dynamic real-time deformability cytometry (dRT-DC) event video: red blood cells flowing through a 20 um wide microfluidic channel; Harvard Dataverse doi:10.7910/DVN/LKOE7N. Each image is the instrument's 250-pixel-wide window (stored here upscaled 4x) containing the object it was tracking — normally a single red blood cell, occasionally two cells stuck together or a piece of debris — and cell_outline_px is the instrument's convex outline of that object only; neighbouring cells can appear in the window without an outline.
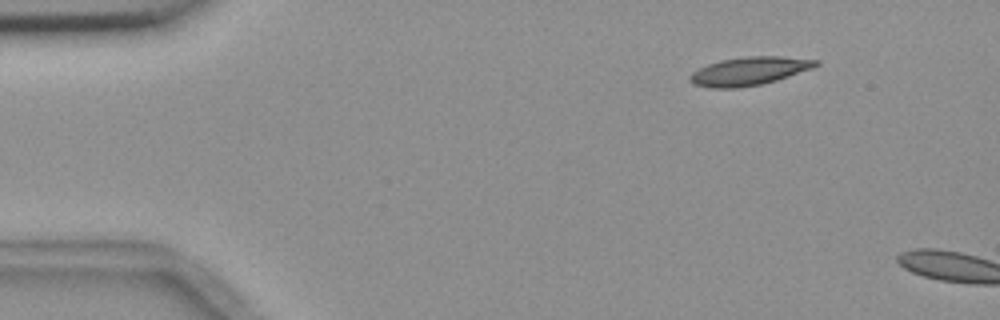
{"species": "common noctule bat (a hibernating species)", "species_latin": "Nyctalus noctula", "temperature_condition": "room temperature", "stored_images_in_passage": 3, "camera_frame_rate_fps": 3000, "um_per_image_px": 0.085, "animal": {"sex": "female", "body_mass_g": 18.4}, "frame": {"image": 1, "passage_image": 1, "time_ms": 0.0, "image_size_px": [1000, 320], "cell_outline_px": [[820, 64], [812, 68], [776, 80], [760, 84], [736, 88], [708, 88], [692, 84], [688, 80], [688, 76], [692, 72], [708, 64], [720, 60], [748, 56], [780, 56], [820, 60]], "centroid_in_image_um": [63.64, 6.04], "position_along_channel_um": 21.4, "area_um2": 20.75}}